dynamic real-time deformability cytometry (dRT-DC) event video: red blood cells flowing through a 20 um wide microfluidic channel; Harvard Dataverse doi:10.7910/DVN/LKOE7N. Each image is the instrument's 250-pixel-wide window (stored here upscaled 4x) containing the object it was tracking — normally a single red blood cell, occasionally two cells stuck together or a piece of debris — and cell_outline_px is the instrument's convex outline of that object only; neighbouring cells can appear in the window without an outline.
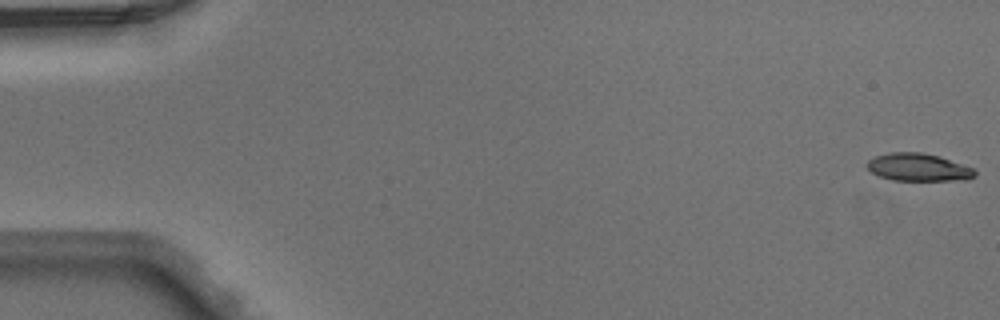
{"species": "Egyptian fruit bat (a non-hibernating species)", "species_latin": "Rousettus aegyptiacus", "temperature_condition": "warm", "stored_images_in_passage": 49, "camera_frame_rate_fps": 3000, "um_per_image_px": 0.085, "animal": {"sex": "male"}, "frame": {"image": 1, "passage_image": 1, "time_ms": 0.0, "image_size_px": [1000, 320], "cell_outline_px": [[976, 176], [968, 180], [892, 180], [880, 176], [872, 172], [868, 168], [868, 160], [876, 156], [892, 152], [924, 152], [940, 156], [972, 168], [976, 172]], "centroid_in_image_um": [78.09, 14.22], "position_along_channel_um": 6.9, "area_um2": 17.28}}
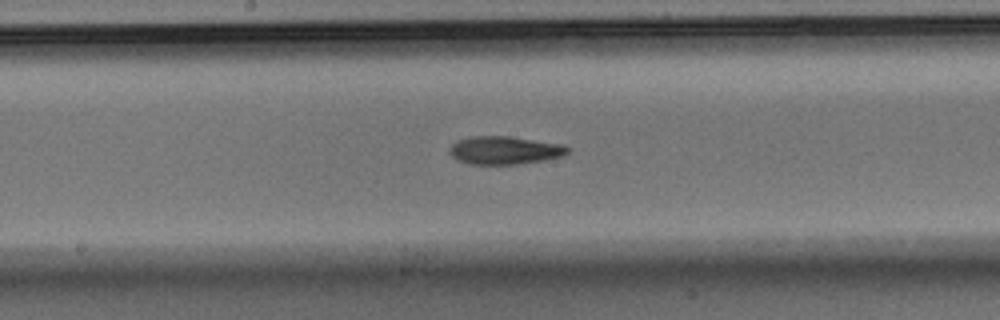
{"frame": {"image": 2, "passage_image": 26, "time_ms": 8.333, "image_size_px": [1000, 320], "cell_outline_px": [[568, 152], [560, 156], [544, 160], [516, 164], [468, 164], [456, 160], [448, 152], [448, 148], [456, 140], [472, 136], [508, 136], [560, 144], [568, 148]], "centroid_in_image_um": [42.79, 12.77], "position_along_channel_um": 205.4, "area_um2": 19.19}}
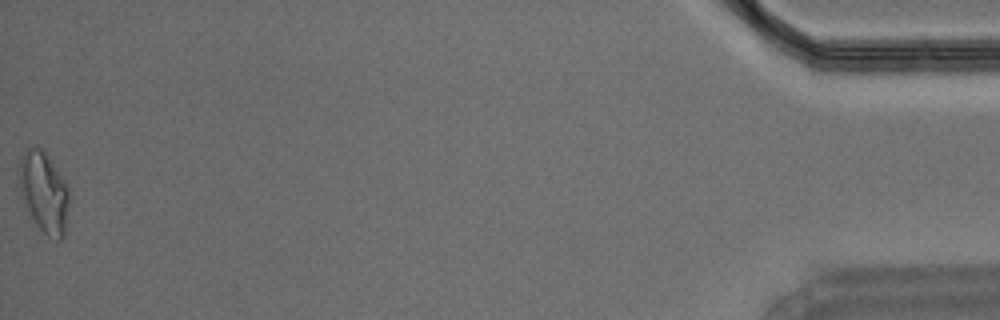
{"frame": {"image": 3, "passage_image": 49, "time_ms": 16.0, "image_size_px": [1000, 320], "cell_outline_px": [[72, 196], [64, 236], [60, 240], [56, 240], [48, 236], [36, 224], [24, 208], [20, 196], [20, 156], [24, 148], [44, 148], [68, 184]], "centroid_in_image_um": [3.78, 16.34], "position_along_channel_um": 431.4, "area_um2": 24.51}}